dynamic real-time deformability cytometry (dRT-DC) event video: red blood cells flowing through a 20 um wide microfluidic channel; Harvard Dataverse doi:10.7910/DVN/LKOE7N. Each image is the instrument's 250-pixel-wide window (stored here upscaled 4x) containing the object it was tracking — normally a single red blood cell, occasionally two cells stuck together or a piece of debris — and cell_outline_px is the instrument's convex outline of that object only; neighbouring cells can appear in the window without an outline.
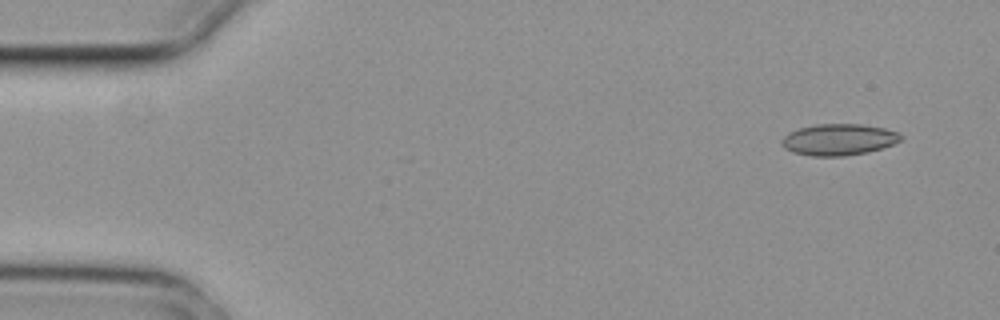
{"species": "common noctule bat (a hibernating species)", "species_latin": "Nyctalus noctula", "temperature_condition": "cold", "stored_images_in_passage": 4, "segment_of_instrument_passage": [2, 2], "camera_frame_rate_fps": 3000, "um_per_image_px": 0.085, "animal": {"sex": "female", "body_mass_g": 29.2, "forearm_length_mm": 56.3}, "frame": {"image": 1, "passage_image": 4, "time_ms": 1.0, "image_size_px": [1000, 320], "cell_outline_px": [[904, 136], [900, 140], [892, 144], [868, 152], [844, 156], [812, 156], [792, 152], [784, 148], [780, 140], [788, 132], [800, 128], [816, 124], [860, 124], [884, 128], [900, 132]], "centroid_in_image_um": [71.28, 11.86], "position_along_channel_um": 13.7, "area_um2": 21.85}}